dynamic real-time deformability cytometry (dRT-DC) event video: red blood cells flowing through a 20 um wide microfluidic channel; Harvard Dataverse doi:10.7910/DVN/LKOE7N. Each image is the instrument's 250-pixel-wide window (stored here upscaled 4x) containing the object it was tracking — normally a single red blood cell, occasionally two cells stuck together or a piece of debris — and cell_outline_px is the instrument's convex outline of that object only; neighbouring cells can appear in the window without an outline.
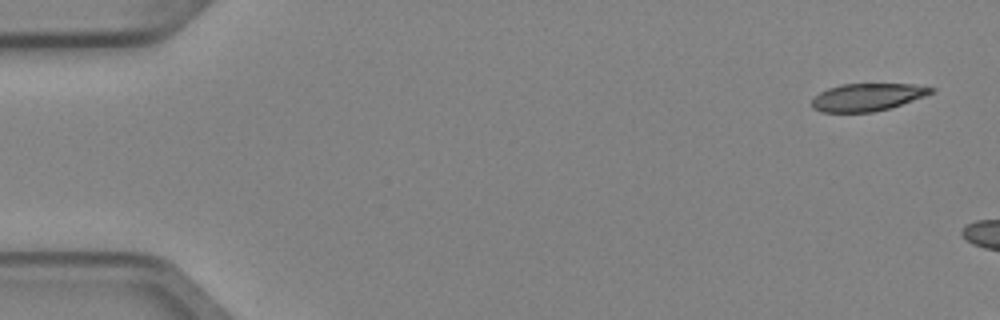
{"species": "Egyptian fruit bat (a non-hibernating species)", "species_latin": "Rousettus aegyptiacus", "temperature_condition": "cold", "stored_images_in_passage": 4, "camera_frame_rate_fps": 3000, "um_per_image_px": 0.085, "animal": {"sex": "female"}, "frame": {"image": 1, "passage_image": 1, "time_ms": 0.0, "image_size_px": [1000, 320], "cell_outline_px": [[936, 92], [888, 108], [872, 112], [820, 112], [812, 108], [812, 100], [820, 92], [828, 88], [840, 84], [912, 84], [936, 88]], "centroid_in_image_um": [73.71, 8.25], "position_along_channel_um": 11.3, "area_um2": 19.02}}